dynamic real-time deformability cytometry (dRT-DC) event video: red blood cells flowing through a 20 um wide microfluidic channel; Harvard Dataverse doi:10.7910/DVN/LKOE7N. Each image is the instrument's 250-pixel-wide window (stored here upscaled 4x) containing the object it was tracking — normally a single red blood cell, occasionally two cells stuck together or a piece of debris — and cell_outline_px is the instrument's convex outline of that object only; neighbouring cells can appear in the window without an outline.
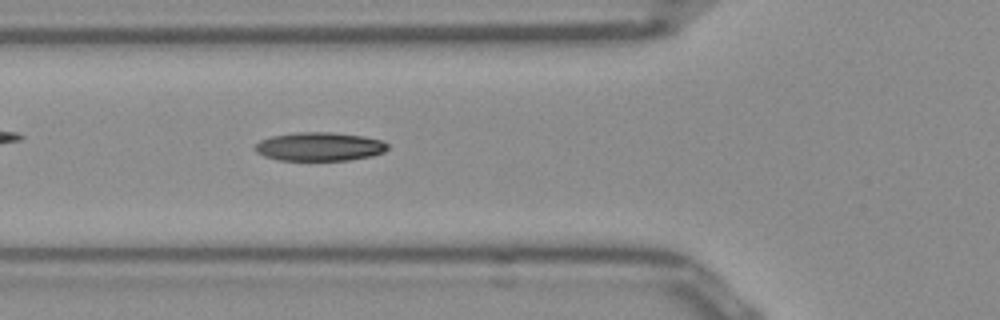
{"species": "Egyptian fruit bat (a non-hibernating species)", "species_latin": "Rousettus aegyptiacus", "temperature_condition": "room temperature", "stored_images_in_passage": 39, "camera_frame_rate_fps": 3000, "um_per_image_px": 0.085, "frame": {"image": 1, "passage_image": 8, "time_ms": 2.333, "image_size_px": [1000, 320], "cell_outline_px": [[388, 148], [384, 152], [372, 156], [348, 160], [280, 160], [264, 156], [256, 152], [256, 144], [260, 140], [272, 136], [296, 132], [332, 132], [364, 136], [380, 140], [388, 144]], "centroid_in_image_um": [27.17, 12.46], "position_along_channel_um": 98.6, "area_um2": 22.08}}
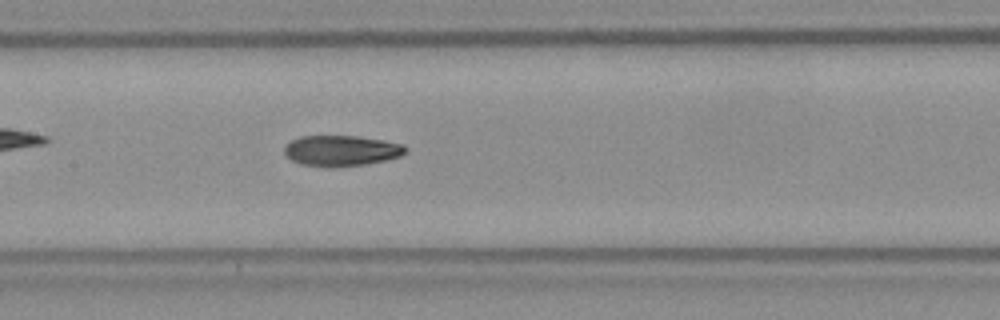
{"frame": {"image": 2, "passage_image": 14, "time_ms": 4.333, "image_size_px": [1000, 320], "cell_outline_px": [[408, 148], [400, 156], [384, 160], [364, 164], [340, 168], [324, 168], [300, 164], [292, 160], [284, 152], [284, 148], [292, 140], [300, 136], [356, 136], [384, 140], [404, 144]], "centroid_in_image_um": [29.01, 12.82], "position_along_channel_um": 178.4, "area_um2": 21.85}}
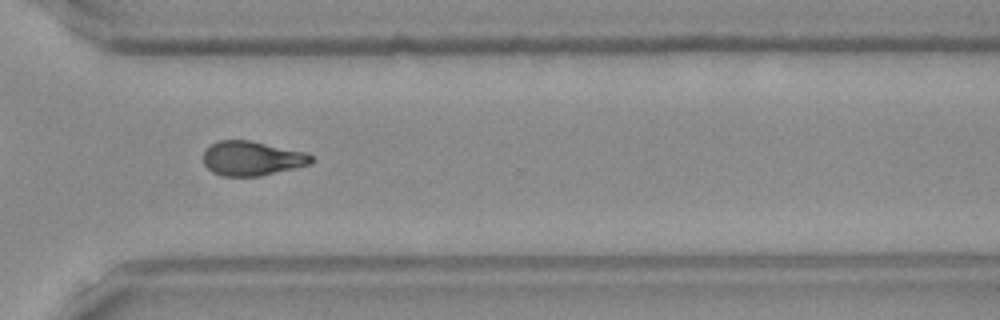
{"frame": {"image": 3, "passage_image": 27, "time_ms": 8.667, "image_size_px": [1000, 320], "cell_outline_px": [[316, 160], [312, 164], [260, 176], [224, 176], [212, 172], [204, 164], [204, 152], [212, 144], [220, 140], [252, 140], [304, 152], [312, 156]], "centroid_in_image_um": [21.45, 13.46], "position_along_channel_um": 349.1, "area_um2": 21.68}, "authors_computed_cell_mechanics": {"area_um2": 21.7328, "velocity_mm_per_s": 3.9481, "shape_relaxation_time_tau1_ms": null, "shape_relaxation_time_tau2_ms": 3.821, "deformation_change_tau1": null, "deformation_change_tau2": 0.1099}}